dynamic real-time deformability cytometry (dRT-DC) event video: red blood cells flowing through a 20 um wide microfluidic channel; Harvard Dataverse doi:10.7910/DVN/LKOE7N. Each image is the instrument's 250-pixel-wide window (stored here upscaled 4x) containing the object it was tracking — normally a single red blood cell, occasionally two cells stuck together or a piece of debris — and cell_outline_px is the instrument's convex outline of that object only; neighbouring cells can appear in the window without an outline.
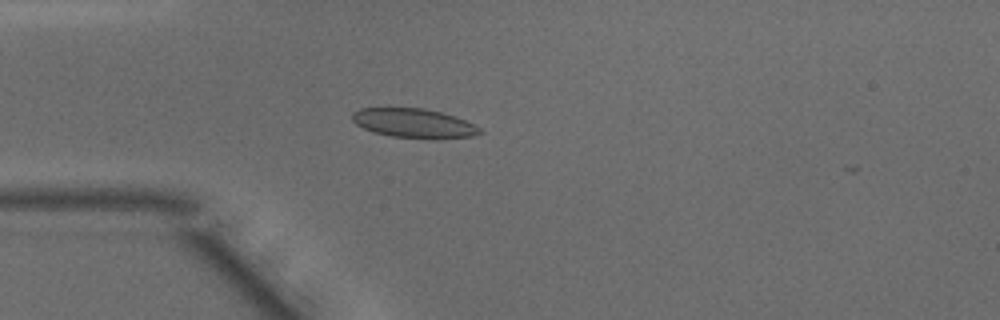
{"species": "common noctule bat (a hibernating species)", "species_latin": "Nyctalus noctula", "temperature_condition": "warm", "stored_images_in_passage": 3, "camera_frame_rate_fps": 3000, "um_per_image_px": 0.085, "animal": {"sex": "male", "body_mass_g": 15.6}, "frame": {"image": 1, "passage_image": 1, "time_ms": 0.0, "image_size_px": [1000, 320], "cell_outline_px": [[484, 132], [472, 136], [436, 140], [428, 140], [392, 136], [372, 132], [356, 124], [352, 120], [352, 112], [360, 108], [424, 108], [440, 112], [464, 120], [480, 128]], "centroid_in_image_um": [35.17, 10.5], "position_along_channel_um": 49.8, "area_um2": 21.96}}